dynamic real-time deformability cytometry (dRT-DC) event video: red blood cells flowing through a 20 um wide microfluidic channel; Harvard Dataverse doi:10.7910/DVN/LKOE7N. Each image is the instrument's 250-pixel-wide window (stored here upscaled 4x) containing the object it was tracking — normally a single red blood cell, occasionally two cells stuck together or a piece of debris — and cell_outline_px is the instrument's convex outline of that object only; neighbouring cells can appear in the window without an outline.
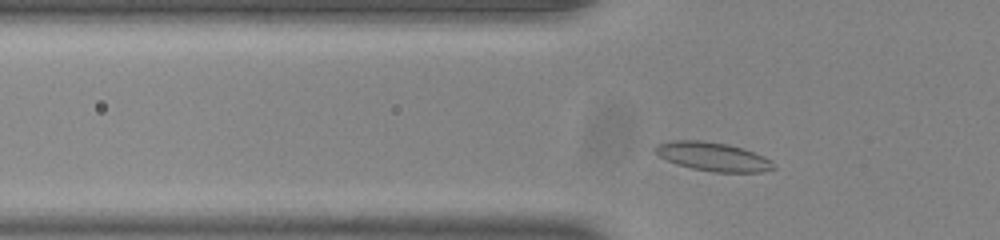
{"species": "common noctule bat (a hibernating species)", "species_latin": "Nyctalus noctula", "temperature_condition": "room temperature", "stored_images_in_passage": 35, "camera_frame_rate_fps": 3000, "um_per_image_px": 0.085, "animal": {"sex": "male", "body_mass_g": 20.0, "forearm_length_mm": 53.3}, "frame": {"image": 1, "passage_image": 5, "time_ms": 1.333, "image_size_px": [1000, 240], "cell_outline_px": [[776, 168], [760, 172], [712, 172], [692, 168], [676, 164], [660, 156], [652, 148], [656, 144], [672, 140], [700, 140], [728, 144], [744, 148], [764, 156], [772, 160]], "centroid_in_image_um": [60.61, 13.3], "position_along_channel_um": 65.2, "area_um2": 19.94}}
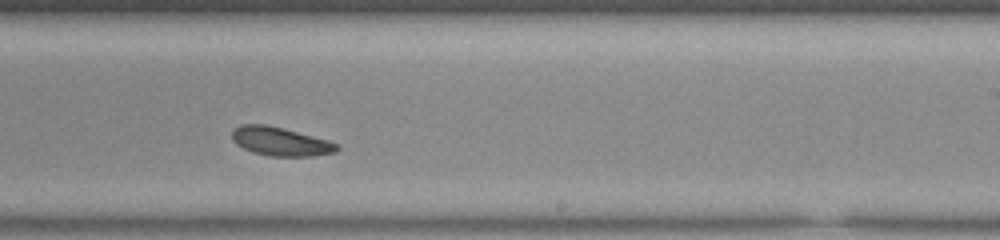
{"frame": {"image": 2, "passage_image": 21, "time_ms": 6.667, "image_size_px": [1000, 240], "cell_outline_px": [[340, 148], [336, 152], [312, 156], [268, 156], [252, 152], [236, 144], [232, 140], [232, 128], [240, 124], [264, 124], [328, 140], [336, 144]], "centroid_in_image_um": [23.78, 12.03], "position_along_channel_um": 265.2, "area_um2": 17.4}}
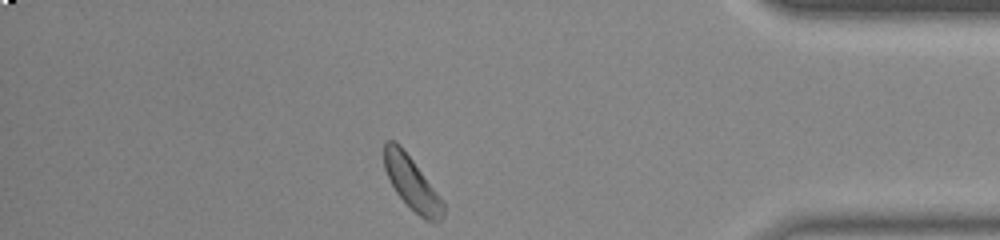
{"frame": {"image": 3, "passage_image": 34, "time_ms": 11.0, "image_size_px": [1000, 240], "cell_outline_px": [[444, 216], [440, 220], [424, 220], [396, 192], [384, 168], [384, 140], [392, 140], [400, 144], [444, 200]], "centroid_in_image_um": [35.02, 15.54], "position_along_channel_um": 400.2, "area_um2": 18.03}, "authors_computed_cell_mechanics": {"area_um2": 17.7446, "velocity_mm_per_s": 3.8114, "shape_relaxation_time_tau1_ms": 2.3278, "shape_relaxation_time_tau2_ms": 2.7834, "deformation_change_tau1": 0.0763, "deformation_change_tau2": 0.0706}}